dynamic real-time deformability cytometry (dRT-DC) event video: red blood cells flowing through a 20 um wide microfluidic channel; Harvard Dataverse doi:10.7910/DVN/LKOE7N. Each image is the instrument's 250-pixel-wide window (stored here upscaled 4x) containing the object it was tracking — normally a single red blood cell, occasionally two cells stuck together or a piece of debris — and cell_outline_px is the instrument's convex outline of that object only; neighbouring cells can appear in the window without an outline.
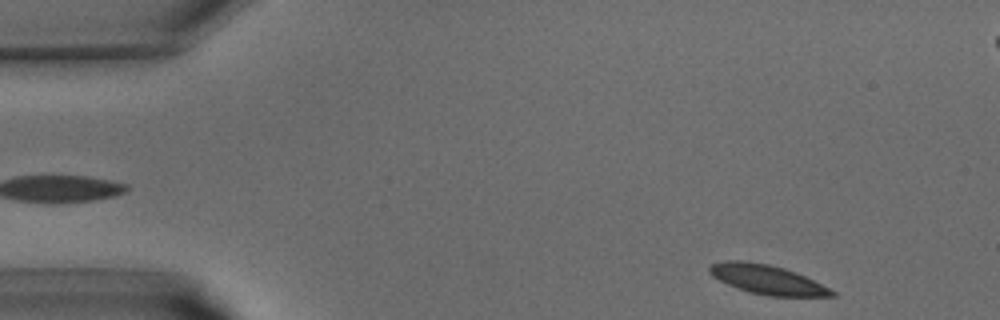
{"species": "common noctule bat (a hibernating species)", "species_latin": "Nyctalus noctula", "temperature_condition": "warm", "stored_images_in_passage": 38, "camera_frame_rate_fps": 3000, "um_per_image_px": 0.085, "animal": {"sex": "male", "body_mass_g": 15.6}, "frame": {"image": 1, "passage_image": 1, "time_ms": 0.0, "image_size_px": [1000, 320], "cell_outline_px": [[836, 296], [768, 296], [748, 292], [728, 284], [712, 276], [708, 272], [708, 268], [712, 264], [724, 260], [748, 260], [768, 264], [784, 268], [796, 272], [836, 292]], "centroid_in_image_um": [65.16, 23.75], "position_along_channel_um": 19.8, "area_um2": 20.81}}
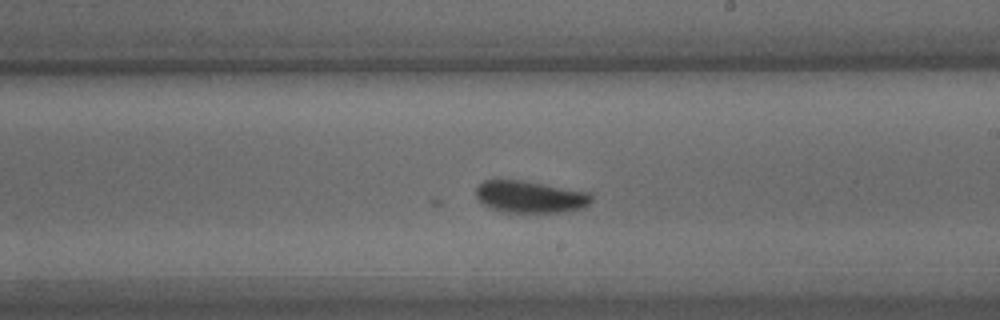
{"frame": {"image": 2, "passage_image": 20, "time_ms": 6.333, "image_size_px": [1000, 320], "cell_outline_px": [[592, 200], [584, 208], [564, 212], [504, 212], [492, 208], [484, 204], [476, 196], [476, 188], [484, 180], [524, 180], [588, 192], [592, 196]], "centroid_in_image_um": [45.08, 16.73], "position_along_channel_um": 243.9, "area_um2": 21.44}}
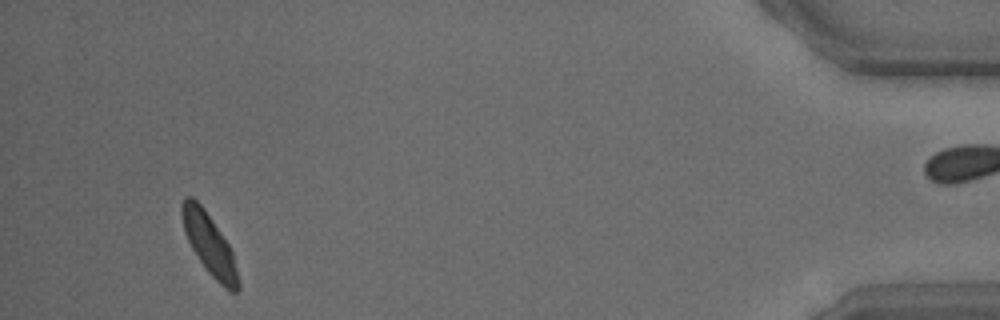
{"frame": {"image": 3, "passage_image": 35, "time_ms": 11.333, "image_size_px": [1000, 320], "cell_outline_px": [[240, 288], [236, 292], [232, 292], [224, 288], [204, 268], [192, 248], [184, 232], [180, 212], [180, 204], [184, 196], [192, 196], [204, 208], [228, 244], [232, 252], [240, 284]], "centroid_in_image_um": [17.76, 20.74], "position_along_channel_um": 417.4, "area_um2": 19.94}}